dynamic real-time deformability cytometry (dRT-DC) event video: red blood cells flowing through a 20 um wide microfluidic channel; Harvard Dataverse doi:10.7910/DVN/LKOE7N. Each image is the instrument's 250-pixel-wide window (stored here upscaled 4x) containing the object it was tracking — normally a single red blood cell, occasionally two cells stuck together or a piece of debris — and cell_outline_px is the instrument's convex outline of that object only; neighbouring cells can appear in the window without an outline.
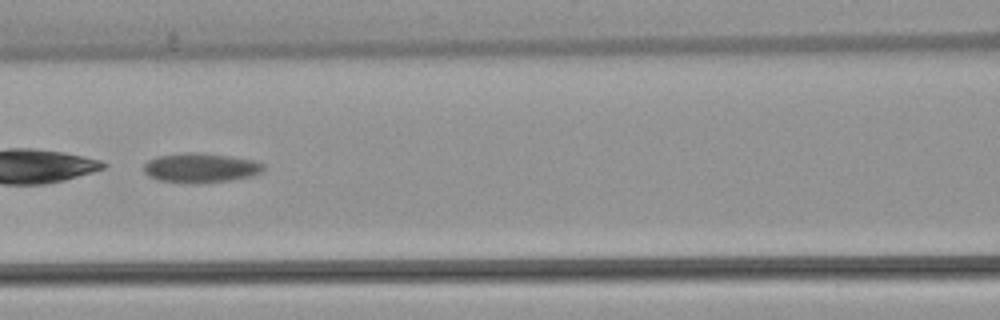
{"species": "common noctule bat (a hibernating species)", "species_latin": "Nyctalus noctula", "temperature_condition": "warm", "stored_images_in_passage": 9, "camera_frame_rate_fps": 3000, "um_per_image_px": 0.085, "animal": {"sex": "female", "body_mass_g": 22.7, "forearm_length_mm": 54.2}, "frame": {"image": 1, "passage_image": 7, "time_ms": 8.333, "image_size_px": [1000, 320], "cell_outline_px": [[264, 168], [260, 172], [252, 176], [232, 180], [204, 184], [184, 184], [156, 180], [148, 176], [144, 172], [144, 164], [148, 160], [160, 156], [184, 152], [196, 152], [228, 156], [252, 160], [264, 164]], "centroid_in_image_um": [17.01, 14.3], "position_along_channel_um": 149.6, "area_um2": 20.92}}
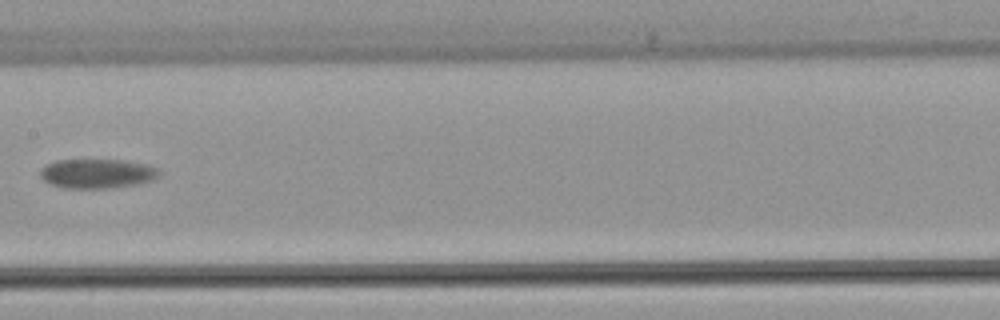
{"frame": {"image": 2, "passage_image": 8, "time_ms": 9.667, "image_size_px": [1000, 320], "cell_outline_px": [[160, 176], [152, 180], [140, 184], [108, 188], [64, 188], [52, 184], [44, 180], [40, 176], [40, 168], [56, 160], [124, 160], [148, 164], [156, 168], [160, 172]], "centroid_in_image_um": [8.29, 14.75], "position_along_channel_um": 199.1, "area_um2": 20.46}}
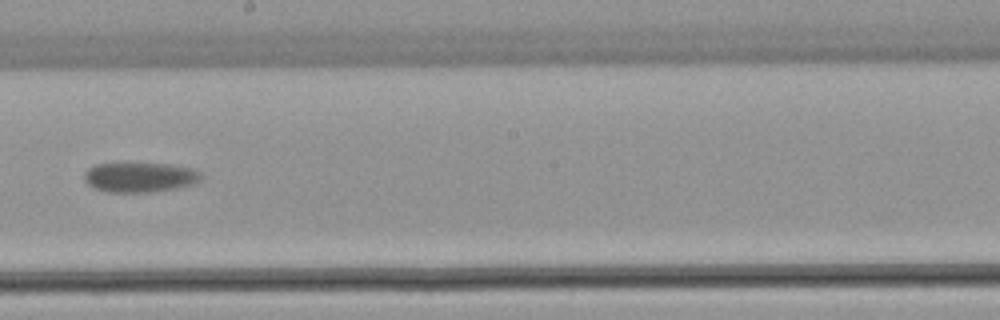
{"frame": {"image": 3, "passage_image": 9, "time_ms": 10.667, "image_size_px": [1000, 320], "cell_outline_px": [[204, 176], [196, 184], [180, 188], [152, 192], [108, 192], [92, 188], [84, 180], [84, 172], [88, 168], [96, 164], [168, 164], [192, 168], [200, 172]], "centroid_in_image_um": [11.92, 15.08], "position_along_channel_um": 236.3, "area_um2": 20.52}}